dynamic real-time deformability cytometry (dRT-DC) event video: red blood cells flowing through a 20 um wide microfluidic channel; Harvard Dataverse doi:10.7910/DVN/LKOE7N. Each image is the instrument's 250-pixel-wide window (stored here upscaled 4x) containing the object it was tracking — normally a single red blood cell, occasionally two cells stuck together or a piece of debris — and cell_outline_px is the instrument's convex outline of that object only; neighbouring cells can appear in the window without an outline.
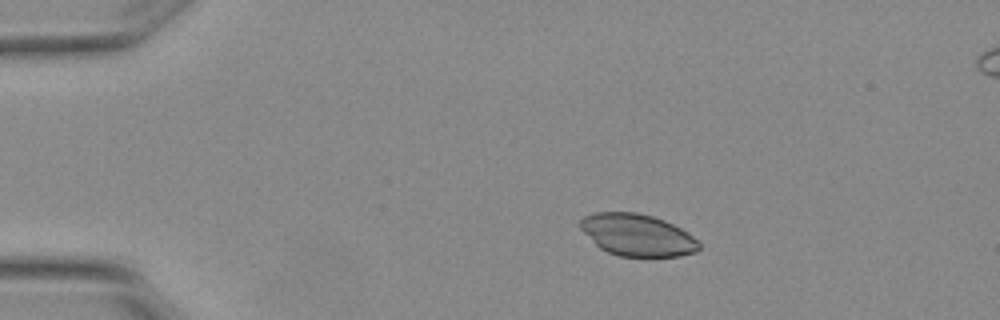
{"species": "Egyptian fruit bat (a non-hibernating species)", "species_latin": "Rousettus aegyptiacus", "temperature_condition": "warm", "stored_images_in_passage": 5, "camera_frame_rate_fps": 3000, "um_per_image_px": 0.085, "animal": {"sex": "female"}, "frame": {"image": 1, "passage_image": 2, "time_ms": 0.333, "image_size_px": [1000, 320], "cell_outline_px": [[700, 248], [696, 252], [680, 256], [620, 256], [608, 252], [600, 248], [580, 228], [580, 220], [584, 216], [596, 212], [636, 212], [652, 216], [664, 220], [688, 232], [700, 244]], "centroid_in_image_um": [54.18, 19.97], "position_along_channel_um": 30.8, "area_um2": 28.84}}
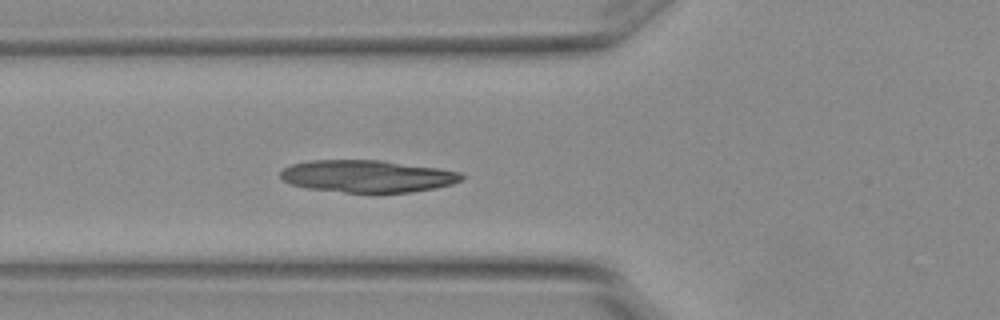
{"frame": {"image": 2, "passage_image": 5, "time_ms": 1.333, "image_size_px": [1000, 320], "cell_outline_px": [[464, 180], [452, 184], [412, 192], [376, 196], [308, 188], [292, 184], [284, 180], [280, 176], [280, 172], [284, 168], [292, 164], [312, 160], [380, 160], [440, 168], [464, 172]], "centroid_in_image_um": [31.3, 15.01], "position_along_channel_um": 94.5, "area_um2": 34.97}}